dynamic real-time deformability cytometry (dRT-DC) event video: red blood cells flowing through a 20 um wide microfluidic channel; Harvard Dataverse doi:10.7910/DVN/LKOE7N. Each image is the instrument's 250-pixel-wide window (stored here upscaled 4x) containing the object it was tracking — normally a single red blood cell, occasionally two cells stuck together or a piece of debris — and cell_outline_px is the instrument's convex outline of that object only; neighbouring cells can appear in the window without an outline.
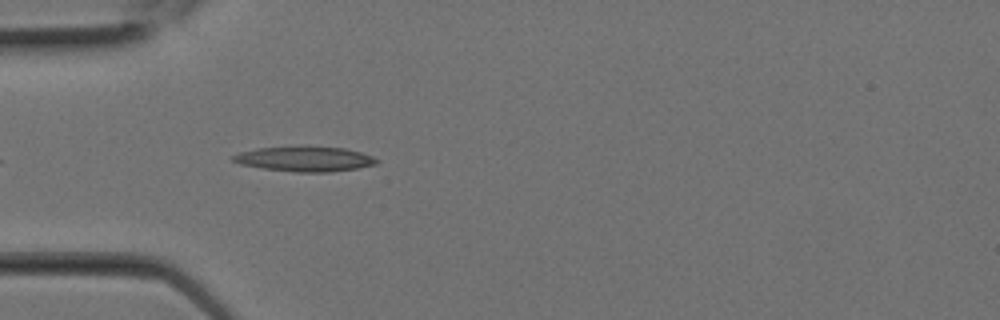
{"species": "Egyptian fruit bat (a non-hibernating species)", "species_latin": "Rousettus aegyptiacus", "temperature_condition": "room temperature", "stored_images_in_passage": 1, "camera_frame_rate_fps": 3000, "um_per_image_px": 0.085, "animal": {"sex": "female"}, "frame": {"image": 1, "passage_image": 1, "time_ms": 0.0, "image_size_px": [1000, 320], "cell_outline_px": [[380, 160], [376, 164], [356, 168], [332, 172], [296, 172], [264, 168], [240, 164], [232, 160], [232, 156], [240, 152], [256, 148], [344, 148], [360, 152], [372, 156]], "centroid_in_image_um": [25.92, 13.54], "position_along_channel_um": 59.1, "area_um2": 20.17}}